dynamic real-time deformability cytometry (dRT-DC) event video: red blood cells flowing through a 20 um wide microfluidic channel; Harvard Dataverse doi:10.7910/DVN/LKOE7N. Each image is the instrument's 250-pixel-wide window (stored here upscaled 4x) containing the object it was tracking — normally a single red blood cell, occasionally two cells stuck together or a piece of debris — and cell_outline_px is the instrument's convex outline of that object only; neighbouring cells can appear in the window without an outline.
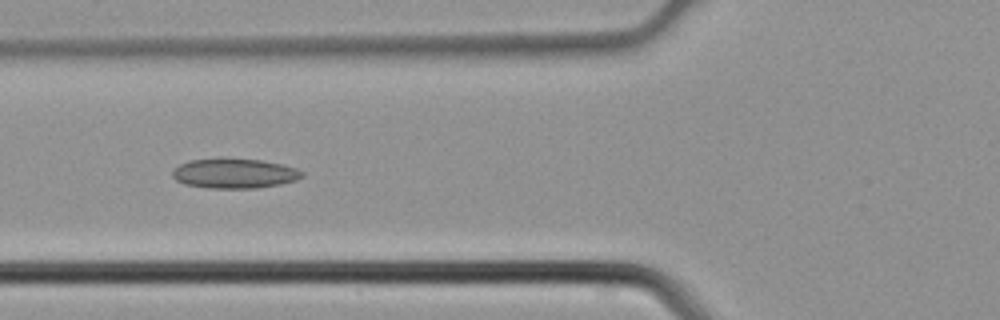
{"species": "common noctule bat (a hibernating species)", "species_latin": "Nyctalus noctula", "temperature_condition": "cold", "stored_images_in_passage": 4, "camera_frame_rate_fps": 3000, "um_per_image_px": 0.085, "animal": {"sex": "male", "body_mass_g": 21.5, "forearm_length_mm": 52.0}, "frame": {"image": 1, "passage_image": 4, "time_ms": 1.0, "image_size_px": [1000, 320], "cell_outline_px": [[304, 176], [296, 180], [280, 184], [256, 188], [208, 188], [184, 184], [176, 180], [172, 176], [172, 172], [180, 164], [188, 160], [260, 160], [280, 164], [296, 168], [304, 172]], "centroid_in_image_um": [19.94, 14.77], "position_along_channel_um": 105.9, "area_um2": 21.96}}